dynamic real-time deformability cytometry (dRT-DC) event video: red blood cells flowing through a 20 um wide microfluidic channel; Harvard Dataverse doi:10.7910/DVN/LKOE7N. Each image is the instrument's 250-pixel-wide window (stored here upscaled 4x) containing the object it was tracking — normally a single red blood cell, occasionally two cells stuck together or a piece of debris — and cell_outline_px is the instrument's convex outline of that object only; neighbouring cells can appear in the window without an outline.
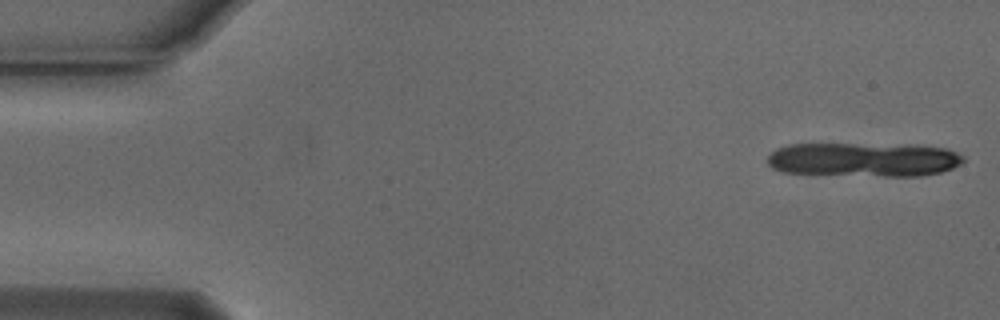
{"species": "Egyptian fruit bat (a non-hibernating species)", "species_latin": "Rousettus aegyptiacus", "temperature_condition": "cold", "stored_images_in_passage": 10, "camera_frame_rate_fps": 3000, "um_per_image_px": 0.085, "animal": {"sex": "male"}, "frame": {"image": 1, "passage_image": 1, "time_ms": 0.0, "image_size_px": [1000, 320], "cell_outline_px": [[964, 160], [960, 164], [952, 168], [940, 172], [920, 176], [884, 176], [784, 172], [772, 168], [768, 164], [768, 156], [776, 148], [788, 144], [852, 144], [944, 148], [956, 152], [964, 156]], "centroid_in_image_um": [73.36, 13.57], "position_along_channel_um": 11.6, "area_um2": 38.21}}